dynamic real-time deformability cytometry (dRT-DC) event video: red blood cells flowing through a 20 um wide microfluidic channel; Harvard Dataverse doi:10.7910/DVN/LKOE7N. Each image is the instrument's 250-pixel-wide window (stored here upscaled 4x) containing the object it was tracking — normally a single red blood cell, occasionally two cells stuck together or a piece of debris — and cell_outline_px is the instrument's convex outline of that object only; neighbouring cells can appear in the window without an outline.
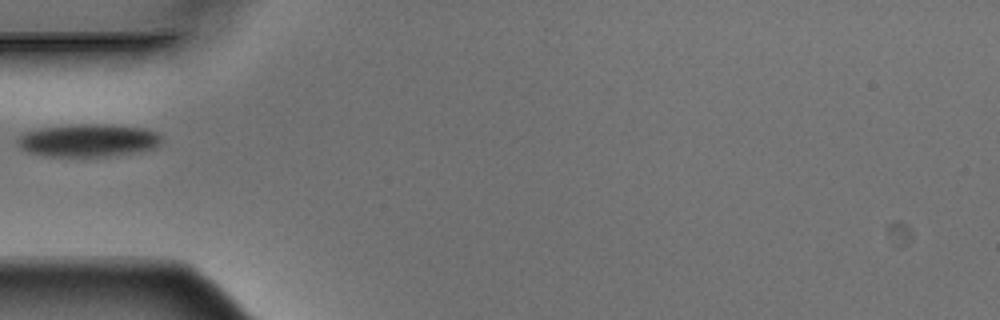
{"species": "Egyptian fruit bat (a non-hibernating species)", "species_latin": "Rousettus aegyptiacus", "temperature_condition": "warm", "stored_images_in_passage": 3, "camera_frame_rate_fps": 3000, "um_per_image_px": 0.085, "animal": {"sex": "male"}, "frame": {"image": 1, "passage_image": 1, "time_ms": 0.0, "image_size_px": [1000, 320], "cell_outline_px": [[160, 144], [156, 148], [108, 156], [48, 156], [28, 152], [20, 148], [16, 140], [24, 132], [44, 128], [80, 124], [104, 124], [144, 128], [156, 132], [160, 136]], "centroid_in_image_um": [7.49, 11.93], "position_along_channel_um": 77.5, "area_um2": 27.17}}